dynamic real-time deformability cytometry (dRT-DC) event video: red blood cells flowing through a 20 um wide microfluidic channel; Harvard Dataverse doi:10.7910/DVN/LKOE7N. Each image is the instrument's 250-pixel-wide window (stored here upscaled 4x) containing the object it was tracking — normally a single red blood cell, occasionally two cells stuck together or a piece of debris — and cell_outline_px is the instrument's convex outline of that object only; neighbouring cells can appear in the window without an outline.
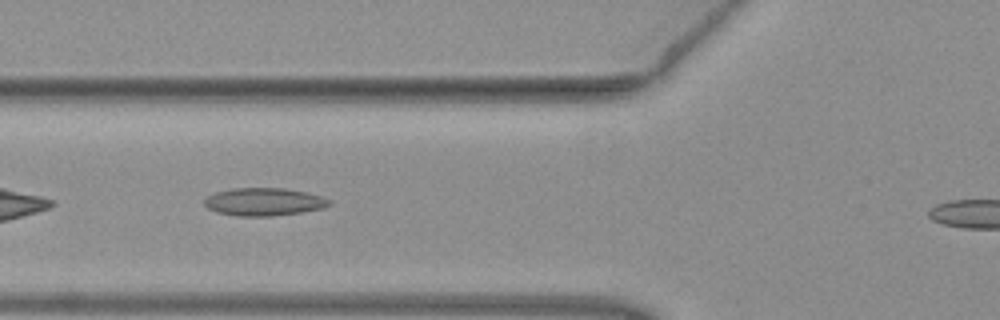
{"species": "common noctule bat (a hibernating species)", "species_latin": "Nyctalus noctula", "temperature_condition": "warm", "stored_images_in_passage": 30, "camera_frame_rate_fps": 3000, "um_per_image_px": 0.085, "animal": {"sex": "female", "body_mass_g": 19.3, "forearm_length_mm": 54.1}, "frame": {"image": 1, "passage_image": 4, "time_ms": 1.0, "image_size_px": [1000, 320], "cell_outline_px": [[332, 204], [324, 208], [300, 212], [268, 216], [236, 216], [216, 212], [208, 208], [204, 204], [204, 200], [208, 196], [216, 192], [232, 188], [284, 188], [304, 192], [320, 196], [332, 200]], "centroid_in_image_um": [22.43, 17.15], "position_along_channel_um": 103.4, "area_um2": 20.17}}
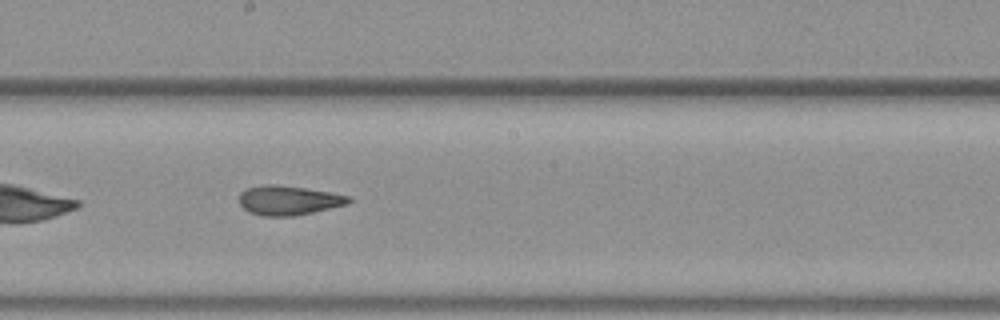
{"frame": {"image": 2, "passage_image": 13, "time_ms": 4.0, "image_size_px": [1000, 320], "cell_outline_px": [[352, 200], [348, 204], [312, 212], [292, 216], [264, 216], [252, 212], [244, 208], [240, 204], [240, 192], [248, 188], [264, 184], [272, 184], [304, 188], [352, 196]], "centroid_in_image_um": [24.55, 17.02], "position_along_channel_um": 223.7, "area_um2": 18.5}}
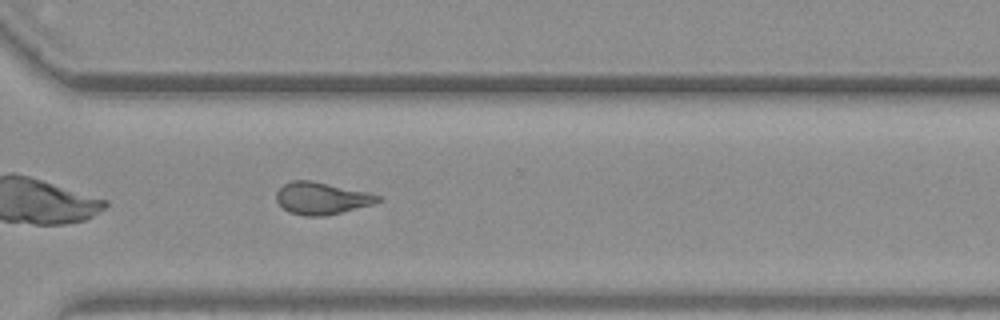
{"frame": {"image": 3, "passage_image": 22, "time_ms": 7.0, "image_size_px": [1000, 320], "cell_outline_px": [[380, 200], [372, 204], [324, 216], [304, 216], [288, 212], [276, 200], [276, 192], [284, 184], [292, 180], [308, 180], [368, 192], [380, 196]], "centroid_in_image_um": [27.29, 16.85], "position_along_channel_um": 343.3, "area_um2": 18.67}}